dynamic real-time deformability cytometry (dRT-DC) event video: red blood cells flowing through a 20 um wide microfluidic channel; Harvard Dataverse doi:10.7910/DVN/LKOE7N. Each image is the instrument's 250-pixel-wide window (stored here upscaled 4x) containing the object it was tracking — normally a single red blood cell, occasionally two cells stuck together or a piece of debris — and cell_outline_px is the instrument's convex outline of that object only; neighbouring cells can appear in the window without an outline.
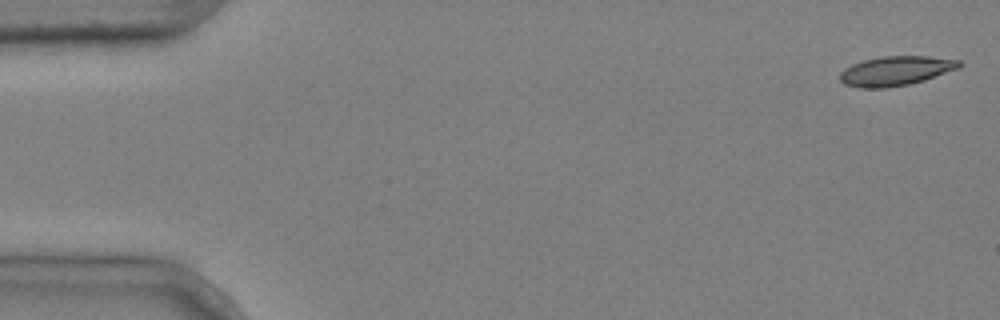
{"species": "common noctule bat (a hibernating species)", "species_latin": "Nyctalus noctula", "temperature_condition": "cold", "stored_images_in_passage": 5, "camera_frame_rate_fps": 3000, "um_per_image_px": 0.085, "animal": {"sex": "male", "body_mass_g": 20.4}, "frame": {"image": 1, "passage_image": 1, "time_ms": 0.0, "image_size_px": [1000, 320], "cell_outline_px": [[964, 64], [960, 68], [924, 80], [908, 84], [884, 88], [860, 88], [844, 84], [840, 80], [840, 72], [844, 68], [852, 64], [864, 60], [880, 56], [928, 56], [960, 60]], "centroid_in_image_um": [76.15, 6.02], "position_along_channel_um": 8.9, "area_um2": 20.58}}